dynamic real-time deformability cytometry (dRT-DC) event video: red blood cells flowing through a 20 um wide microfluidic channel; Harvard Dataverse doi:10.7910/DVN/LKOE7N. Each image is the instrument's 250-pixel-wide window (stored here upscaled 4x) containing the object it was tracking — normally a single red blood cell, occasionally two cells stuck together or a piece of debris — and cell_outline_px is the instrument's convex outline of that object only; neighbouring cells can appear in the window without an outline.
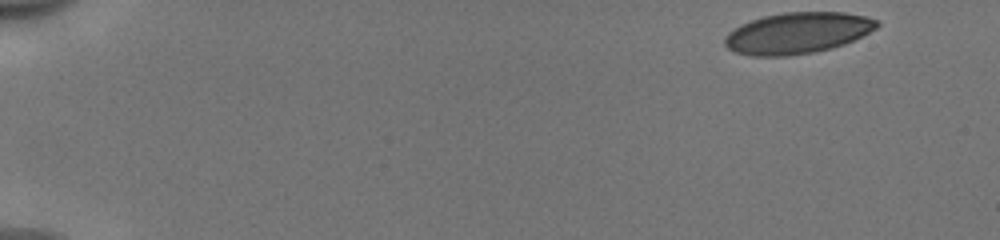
{"species": "human", "species_latin": "Homo sapiens", "temperature_condition": "cold", "stored_images_in_passage": 49, "camera_frame_rate_fps": 3000, "um_per_image_px": 0.085, "donor": {"sex": "male"}, "frame": {"image": 1, "passage_image": 1, "time_ms": 0.0, "image_size_px": [1000, 240], "cell_outline_px": [[880, 24], [876, 28], [844, 44], [832, 48], [812, 52], [788, 56], [752, 56], [736, 52], [728, 48], [724, 44], [724, 36], [728, 32], [740, 24], [764, 16], [784, 12], [844, 12], [864, 16], [880, 20]], "centroid_in_image_um": [67.76, 2.8], "position_along_channel_um": 17.2, "area_um2": 36.47}}
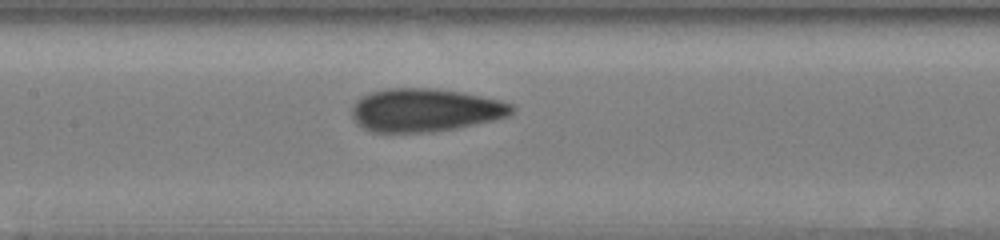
{"frame": {"image": 2, "passage_image": 24, "time_ms": 7.667, "image_size_px": [1000, 240], "cell_outline_px": [[516, 108], [508, 116], [492, 120], [456, 128], [432, 132], [372, 132], [356, 124], [352, 116], [352, 104], [356, 100], [372, 92], [384, 88], [432, 88], [460, 92], [500, 100], [512, 104]], "centroid_in_image_um": [36.1, 9.36], "position_along_channel_um": 171.3, "area_um2": 40.17}}
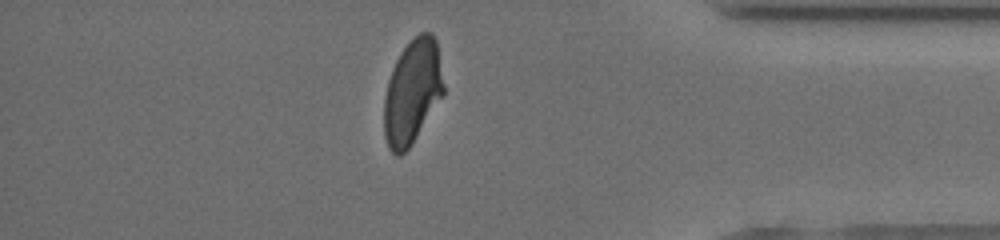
{"frame": {"image": 3, "passage_image": 43, "time_ms": 14.0, "image_size_px": [1000, 240], "cell_outline_px": [[444, 92], [412, 144], [400, 156], [396, 156], [388, 148], [384, 136], [384, 100], [388, 80], [392, 68], [400, 52], [420, 32], [432, 32], [436, 40], [444, 84]], "centroid_in_image_um": [35.03, 7.82], "position_along_channel_um": 400.2, "area_um2": 36.01}, "authors_computed_cell_mechanics": {"area_um2": 38.726, "velocity_mm_per_s": 3.9645, "shape_relaxation_time_tau1_ms": 9.0914, "shape_relaxation_time_tau2_ms": 1.3025, "deformation_change_tau1": 0.22, "deformation_change_tau2": 0.0683}}